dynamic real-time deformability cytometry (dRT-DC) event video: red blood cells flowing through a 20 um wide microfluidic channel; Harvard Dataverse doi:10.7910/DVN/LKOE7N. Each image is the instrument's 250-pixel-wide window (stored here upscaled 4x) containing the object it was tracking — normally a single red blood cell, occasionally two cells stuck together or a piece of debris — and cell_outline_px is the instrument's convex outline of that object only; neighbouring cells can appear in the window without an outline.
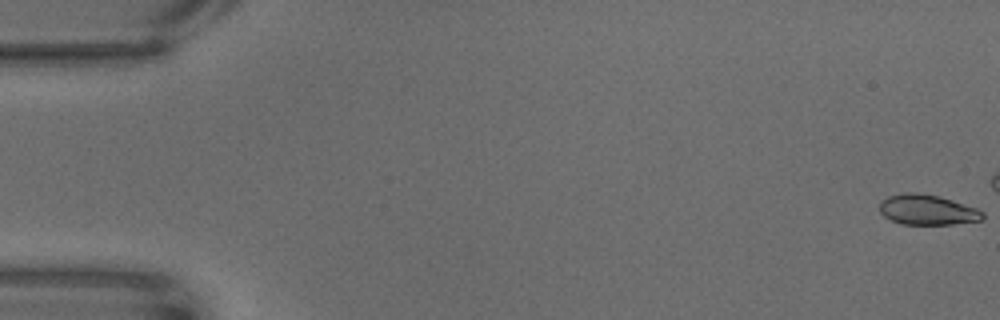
{"species": "common noctule bat (a hibernating species)", "species_latin": "Nyctalus noctula", "temperature_condition": "warm", "stored_images_in_passage": 20, "camera_frame_rate_fps": 3000, "um_per_image_px": 0.085, "animal": {"sex": "male", "body_mass_g": 18.8}, "frame": {"image": 1, "passage_image": 1, "time_ms": 0.0, "image_size_px": [1000, 320], "cell_outline_px": [[984, 220], [952, 224], [900, 224], [884, 216], [880, 212], [880, 200], [888, 196], [908, 192], [916, 192], [940, 196], [976, 208], [984, 212]], "centroid_in_image_um": [78.83, 17.83], "position_along_channel_um": 6.2, "area_um2": 18.21}}